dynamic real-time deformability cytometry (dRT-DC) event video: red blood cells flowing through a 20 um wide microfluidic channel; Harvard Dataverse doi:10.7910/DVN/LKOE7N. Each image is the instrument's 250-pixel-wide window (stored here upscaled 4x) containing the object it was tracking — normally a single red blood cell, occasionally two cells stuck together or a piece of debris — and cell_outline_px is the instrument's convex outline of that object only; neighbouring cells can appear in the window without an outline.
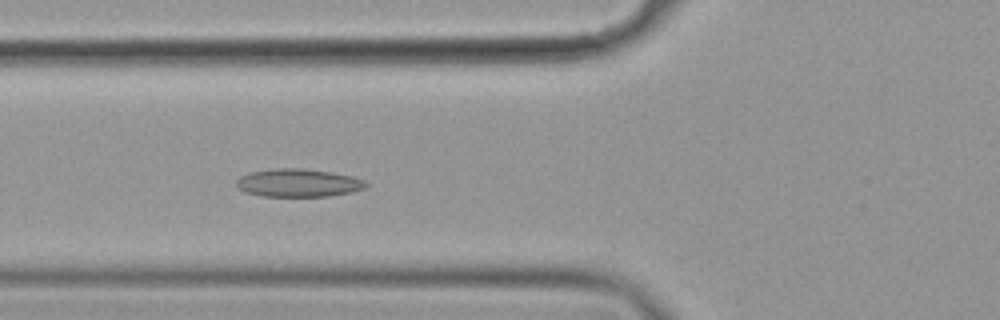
{"species": "common noctule bat (a hibernating species)", "species_latin": "Nyctalus noctula", "temperature_condition": "cold", "stored_images_in_passage": 48, "camera_frame_rate_fps": 3000, "um_per_image_px": 0.085, "animal": {"sex": "female", "body_mass_g": 19.9}, "frame": {"image": 1, "passage_image": 18, "time_ms": 5.667, "image_size_px": [1000, 320], "cell_outline_px": [[368, 184], [364, 188], [348, 192], [328, 196], [260, 196], [244, 192], [236, 184], [236, 180], [240, 176], [252, 172], [276, 168], [304, 168], [352, 176], [364, 180]], "centroid_in_image_um": [25.32, 15.54], "position_along_channel_um": 100.5, "area_um2": 20.92}}
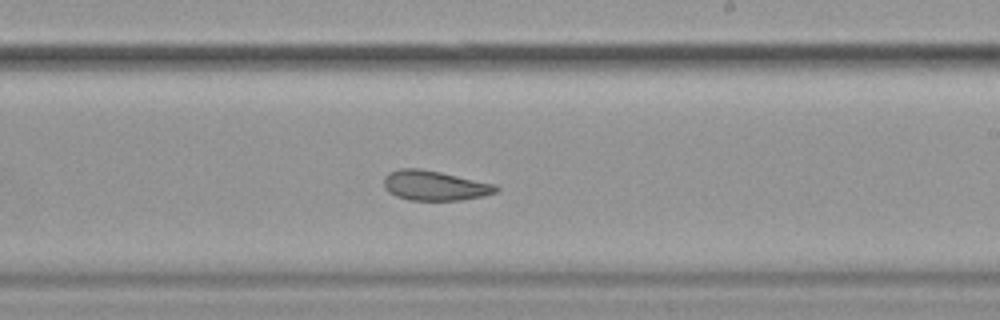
{"frame": {"image": 2, "passage_image": 31, "time_ms": 10.0, "image_size_px": [1000, 320], "cell_outline_px": [[500, 188], [496, 192], [484, 196], [460, 200], [408, 200], [396, 196], [388, 192], [384, 188], [384, 176], [388, 172], [400, 168], [420, 168], [440, 172], [496, 184]], "centroid_in_image_um": [36.93, 15.77], "position_along_channel_um": 252.1, "area_um2": 19.65}}
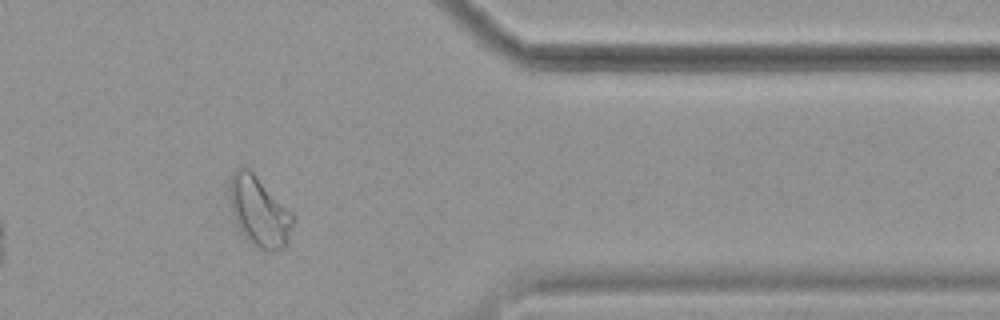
{"frame": {"image": 3, "passage_image": 44, "time_ms": 14.333, "image_size_px": [1000, 320], "cell_outline_px": [[296, 216], [284, 248], [272, 252], [256, 248], [244, 236], [236, 224], [232, 212], [228, 196], [228, 180], [232, 172], [240, 164], [244, 164]], "centroid_in_image_um": [21.99, 17.95], "position_along_channel_um": 389.4, "area_um2": 26.24}, "authors_computed_cell_mechanics": {"area_um2": 21.5883, "velocity_mm_per_s": 3.506, "shape_relaxation_time_tau1_ms": null, "shape_relaxation_time_tau2_ms": 1.8887, "deformation_change_tau1": null, "deformation_change_tau2": 0.0656}}